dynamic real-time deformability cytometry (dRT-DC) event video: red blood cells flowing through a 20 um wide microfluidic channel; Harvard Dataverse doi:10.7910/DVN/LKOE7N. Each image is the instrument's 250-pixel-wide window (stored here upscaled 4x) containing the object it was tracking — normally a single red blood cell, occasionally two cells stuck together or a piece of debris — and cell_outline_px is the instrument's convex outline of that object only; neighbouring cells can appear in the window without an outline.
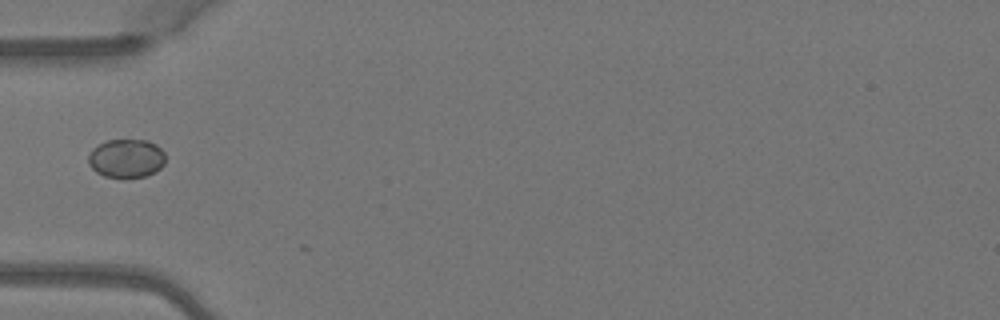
{"species": "Egyptian fruit bat (a non-hibernating species)", "species_latin": "Rousettus aegyptiacus", "temperature_condition": "warm", "stored_images_in_passage": 1, "camera_frame_rate_fps": 3000, "um_per_image_px": 0.085, "animal": {"sex": "female"}, "frame": {"image": 1, "passage_image": 1, "time_ms": 0.0, "image_size_px": [1000, 320], "cell_outline_px": [[164, 164], [156, 172], [144, 176], [104, 176], [96, 172], [88, 164], [88, 156], [92, 148], [108, 140], [148, 140], [156, 144], [164, 152]], "centroid_in_image_um": [10.74, 13.44], "position_along_channel_um": 74.3, "area_um2": 17.17}}